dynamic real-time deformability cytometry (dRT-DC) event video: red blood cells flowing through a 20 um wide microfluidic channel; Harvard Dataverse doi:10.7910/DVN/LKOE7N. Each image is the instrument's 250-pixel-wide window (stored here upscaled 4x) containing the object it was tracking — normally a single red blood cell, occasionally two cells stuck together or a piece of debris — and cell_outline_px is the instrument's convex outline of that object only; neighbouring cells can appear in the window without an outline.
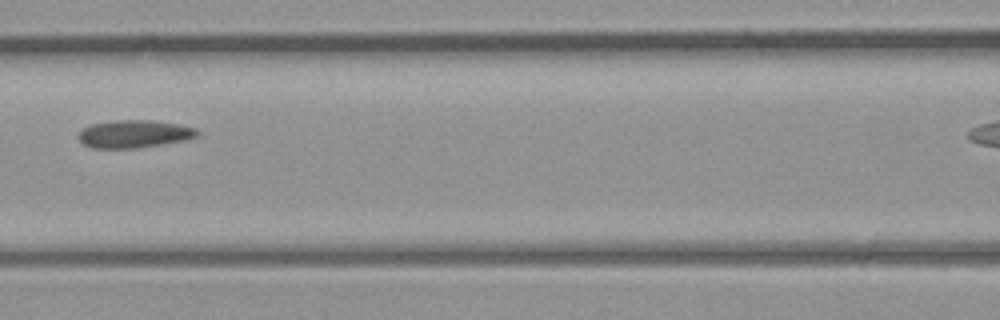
{"species": "common noctule bat (a hibernating species)", "species_latin": "Nyctalus noctula", "temperature_condition": "room temperature", "stored_images_in_passage": 7, "segment_of_instrument_passage": [1, 2], "camera_frame_rate_fps": 3000, "um_per_image_px": 0.085, "animal": {"sex": "male", "body_mass_g": 23.1, "forearm_length_mm": 52.7}, "frame": {"image": 1, "passage_image": 6, "time_ms": 5.667, "image_size_px": [1000, 320], "cell_outline_px": [[200, 132], [196, 136], [184, 140], [136, 148], [92, 148], [84, 144], [80, 140], [80, 132], [84, 128], [92, 124], [116, 120], [152, 120], [180, 124], [196, 128]], "centroid_in_image_um": [11.43, 11.37], "position_along_channel_um": 155.2, "area_um2": 18.96}}